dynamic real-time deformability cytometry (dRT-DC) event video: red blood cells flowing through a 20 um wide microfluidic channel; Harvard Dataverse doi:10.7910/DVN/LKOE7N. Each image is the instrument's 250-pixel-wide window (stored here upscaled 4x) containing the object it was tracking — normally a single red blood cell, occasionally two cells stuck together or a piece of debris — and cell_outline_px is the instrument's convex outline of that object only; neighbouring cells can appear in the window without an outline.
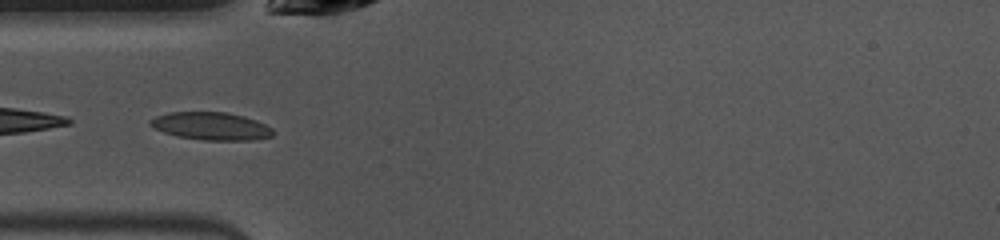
{"species": "common noctule bat (a hibernating species)", "species_latin": "Nyctalus noctula", "temperature_condition": "warm", "stored_images_in_passage": 41, "camera_frame_rate_fps": 3000, "um_per_image_px": 0.085, "animal": {"sex": "female", "body_mass_g": 10.0, "forearm_length_mm": 53.1}, "frame": {"image": 1, "passage_image": 7, "time_ms": 2.0, "image_size_px": [1000, 240], "cell_outline_px": [[276, 132], [272, 136], [252, 140], [204, 140], [176, 136], [164, 132], [148, 124], [148, 120], [156, 116], [168, 112], [228, 112], [244, 116], [256, 120], [272, 128]], "centroid_in_image_um": [17.95, 10.71], "position_along_channel_um": 67.0, "area_um2": 19.94}}
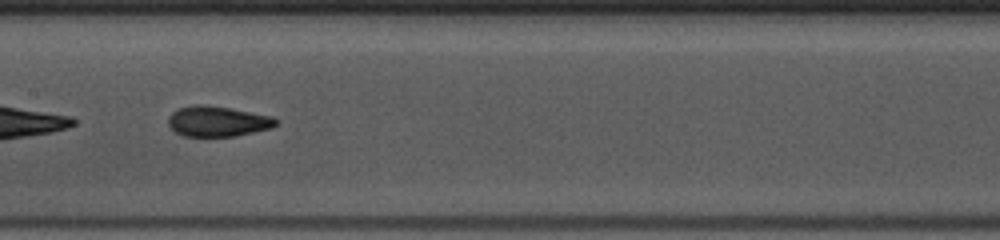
{"frame": {"image": 2, "passage_image": 16, "time_ms": 5.0, "image_size_px": [1000, 240], "cell_outline_px": [[276, 124], [272, 128], [236, 136], [184, 136], [176, 132], [168, 124], [168, 116], [172, 112], [180, 108], [192, 104], [204, 104], [232, 108], [272, 116], [276, 120]], "centroid_in_image_um": [18.48, 10.3], "position_along_channel_um": 188.9, "area_um2": 19.13}}
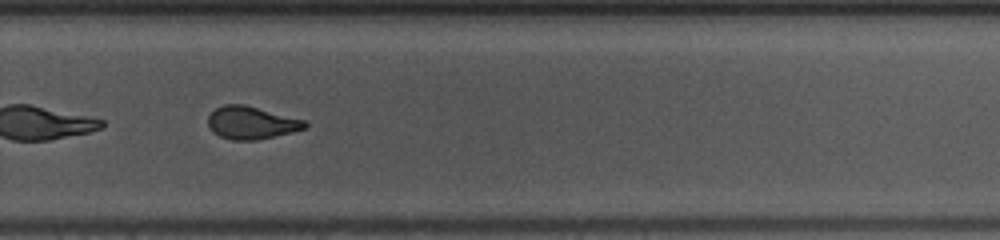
{"frame": {"image": 3, "passage_image": 25, "time_ms": 8.0, "image_size_px": [1000, 240], "cell_outline_px": [[308, 128], [292, 132], [256, 140], [232, 140], [220, 136], [212, 132], [208, 124], [208, 116], [216, 108], [224, 104], [244, 104], [304, 120], [308, 124]], "centroid_in_image_um": [21.36, 10.43], "position_along_channel_um": 308.4, "area_um2": 18.38}, "authors_computed_cell_mechanics": {"area_um2": 18.8428, "velocity_mm_per_s": 4.0046, "shape_relaxation_time_tau1_ms": 7.9164, "shape_relaxation_time_tau2_ms": 1.6367, "deformation_change_tau1": 0.217, "deformation_change_tau2": 0.0873}}